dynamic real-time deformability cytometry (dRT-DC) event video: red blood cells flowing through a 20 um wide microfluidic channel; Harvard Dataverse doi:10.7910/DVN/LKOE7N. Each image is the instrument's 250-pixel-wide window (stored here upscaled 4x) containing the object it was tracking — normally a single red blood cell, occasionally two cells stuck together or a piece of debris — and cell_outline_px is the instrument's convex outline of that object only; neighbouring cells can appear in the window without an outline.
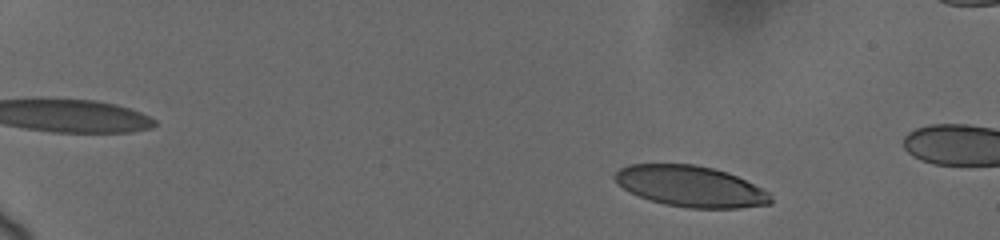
{"species": "human", "species_latin": "Homo sapiens", "temperature_condition": "cold", "stored_images_in_passage": 46, "camera_frame_rate_fps": 3000, "um_per_image_px": 0.085, "donor": {"sex": "female"}, "frame": {"image": 1, "passage_image": 3, "time_ms": 1.333, "image_size_px": [1000, 240], "cell_outline_px": [[772, 204], [740, 208], [688, 208], [664, 204], [640, 196], [624, 188], [612, 176], [620, 168], [628, 164], [696, 164], [728, 172], [768, 192], [772, 196]], "centroid_in_image_um": [58.72, 15.83], "position_along_channel_um": 26.3, "area_um2": 36.99}}
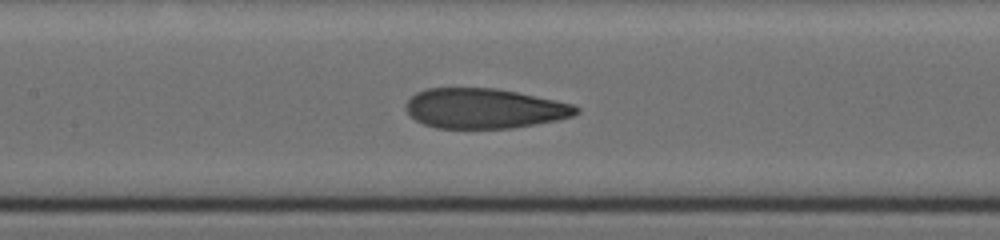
{"frame": {"image": 2, "passage_image": 20, "time_ms": 8.667, "image_size_px": [1000, 240], "cell_outline_px": [[580, 112], [572, 116], [556, 120], [512, 128], [436, 128], [424, 124], [416, 120], [408, 112], [404, 104], [416, 92], [428, 88], [496, 88], [516, 92], [572, 104], [580, 108]], "centroid_in_image_um": [41.14, 9.22], "position_along_channel_um": 166.3, "area_um2": 39.42}}
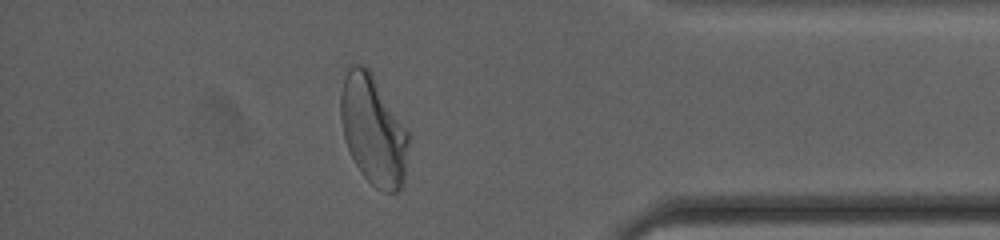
{"frame": {"image": 3, "passage_image": 40, "time_ms": 15.667, "image_size_px": [1000, 240], "cell_outline_px": [[412, 140], [404, 176], [400, 188], [396, 192], [380, 192], [360, 172], [348, 148], [344, 136], [340, 120], [340, 96], [344, 76], [348, 64], [364, 64], [372, 72], [412, 136]], "centroid_in_image_um": [31.75, 11.03], "position_along_channel_um": 403.4, "area_um2": 44.16}, "authors_computed_cell_mechanics": {"area_um2": 40.4311, "velocity_mm_per_s": 3.6678, "shape_relaxation_time_tau1_ms": 5.5937, "shape_relaxation_time_tau2_ms": 0.9264, "deformation_change_tau1": 0.1811, "deformation_change_tau2": 0.0666}}